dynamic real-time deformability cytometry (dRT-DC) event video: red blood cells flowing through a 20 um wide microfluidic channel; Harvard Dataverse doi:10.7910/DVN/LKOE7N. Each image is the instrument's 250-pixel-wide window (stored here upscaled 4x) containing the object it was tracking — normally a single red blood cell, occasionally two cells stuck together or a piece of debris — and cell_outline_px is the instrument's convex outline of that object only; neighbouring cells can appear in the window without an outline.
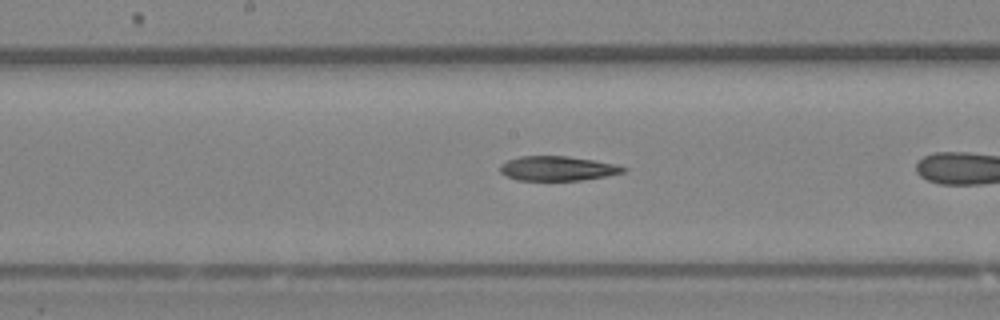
{"species": "Egyptian fruit bat (a non-hibernating species)", "species_latin": "Rousettus aegyptiacus", "temperature_condition": "room temperature", "stored_images_in_passage": 24, "camera_frame_rate_fps": 3000, "um_per_image_px": 0.085, "animal": {"sex": "female"}, "frame": {"image": 1, "passage_image": 11, "time_ms": 3.333, "image_size_px": [1000, 320], "cell_outline_px": [[628, 168], [624, 172], [604, 176], [580, 180], [516, 180], [500, 172], [500, 164], [508, 160], [520, 156], [568, 156], [616, 164]], "centroid_in_image_um": [47.37, 14.31], "position_along_channel_um": 200.8, "area_um2": 17.46}}
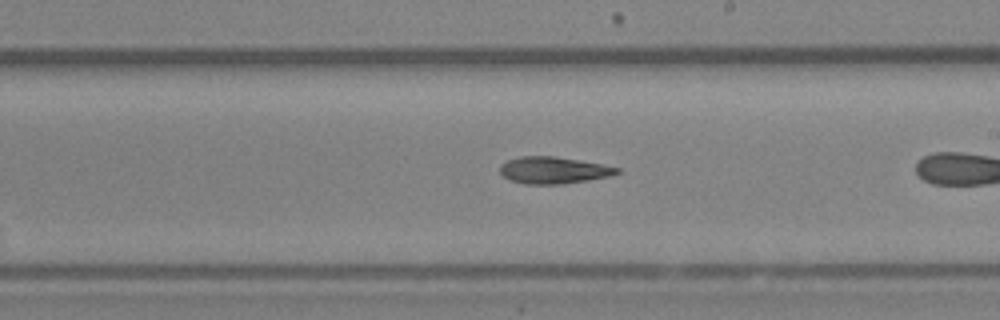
{"frame": {"image": 2, "passage_image": 14, "time_ms": 4.333, "image_size_px": [1000, 320], "cell_outline_px": [[620, 172], [612, 176], [564, 184], [524, 184], [512, 180], [504, 176], [500, 172], [500, 164], [508, 160], [520, 156], [556, 156], [600, 164], [620, 168]], "centroid_in_image_um": [47.05, 14.47], "position_along_channel_um": 241.9, "area_um2": 18.26}}
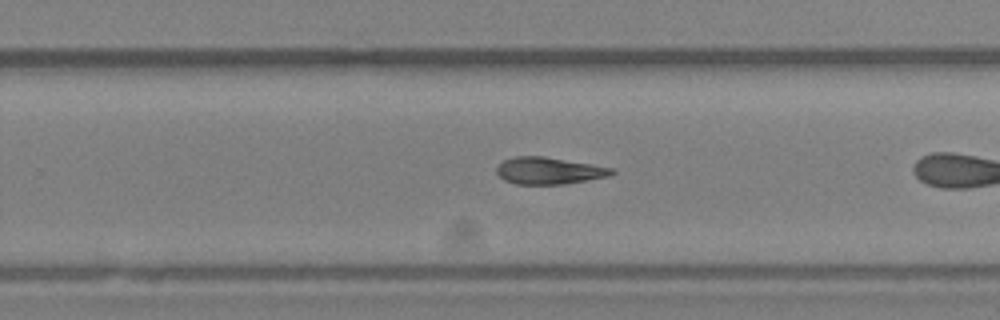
{"frame": {"image": 3, "passage_image": 17, "time_ms": 5.333, "image_size_px": [1000, 320], "cell_outline_px": [[616, 172], [608, 176], [588, 180], [564, 184], [516, 184], [504, 180], [496, 172], [496, 168], [504, 160], [512, 156], [544, 156], [592, 164], [612, 168]], "centroid_in_image_um": [46.65, 14.51], "position_along_channel_um": 283.2, "area_um2": 18.03}}